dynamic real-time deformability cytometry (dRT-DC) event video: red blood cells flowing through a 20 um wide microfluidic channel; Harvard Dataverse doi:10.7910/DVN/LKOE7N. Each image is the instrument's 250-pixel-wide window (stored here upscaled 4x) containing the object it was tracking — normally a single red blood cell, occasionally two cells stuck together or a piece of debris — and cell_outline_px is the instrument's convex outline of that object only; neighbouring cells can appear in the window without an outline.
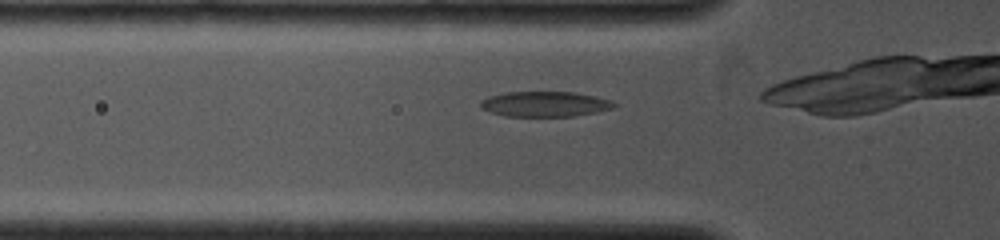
{"species": "common noctule bat (a hibernating species)", "species_latin": "Nyctalus noctula", "temperature_condition": "cold", "stored_images_in_passage": 34, "camera_frame_rate_fps": 4000, "um_per_image_px": 0.085, "animal": {"sex": "female", "body_mass_g": 19.0, "forearm_length_mm": 53.3}, "frame": {"image": 1, "passage_image": 4, "time_ms": 0.5, "image_size_px": [1000, 240], "cell_outline_px": [[620, 104], [612, 108], [596, 112], [572, 116], [504, 116], [480, 108], [480, 100], [488, 96], [508, 92], [572, 92], [596, 96], [612, 100]], "centroid_in_image_um": [46.33, 8.84], "position_along_channel_um": 79.5, "area_um2": 19.71}}
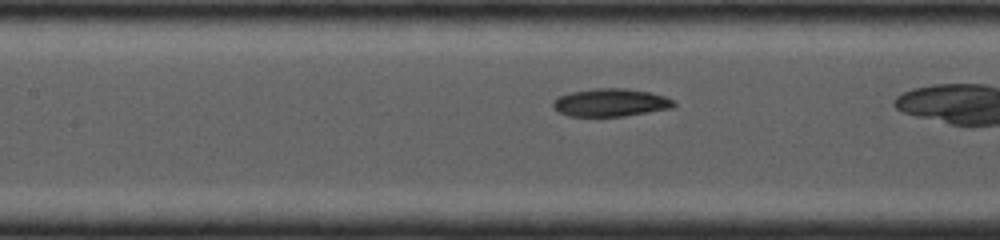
{"frame": {"image": 2, "passage_image": 14, "time_ms": 2.25, "image_size_px": [1000, 240], "cell_outline_px": [[676, 104], [672, 108], [624, 116], [568, 116], [552, 108], [552, 104], [560, 96], [568, 92], [596, 88], [624, 88], [648, 92], [664, 96], [672, 100]], "centroid_in_image_um": [51.88, 8.72], "position_along_channel_um": 155.5, "area_um2": 19.48}}
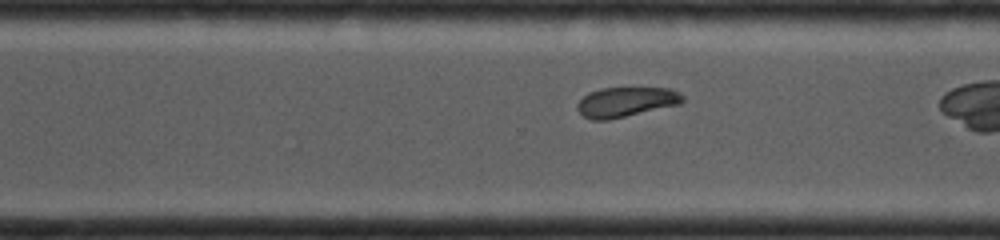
{"frame": {"image": 3, "passage_image": 32, "time_ms": 6.0, "image_size_px": [1000, 240], "cell_outline_px": [[684, 100], [680, 104], [608, 120], [592, 120], [584, 116], [576, 108], [576, 104], [588, 92], [600, 88], [672, 88], [680, 92], [684, 96]], "centroid_in_image_um": [53.22, 8.66], "position_along_channel_um": 317.4, "area_um2": 18.38}}